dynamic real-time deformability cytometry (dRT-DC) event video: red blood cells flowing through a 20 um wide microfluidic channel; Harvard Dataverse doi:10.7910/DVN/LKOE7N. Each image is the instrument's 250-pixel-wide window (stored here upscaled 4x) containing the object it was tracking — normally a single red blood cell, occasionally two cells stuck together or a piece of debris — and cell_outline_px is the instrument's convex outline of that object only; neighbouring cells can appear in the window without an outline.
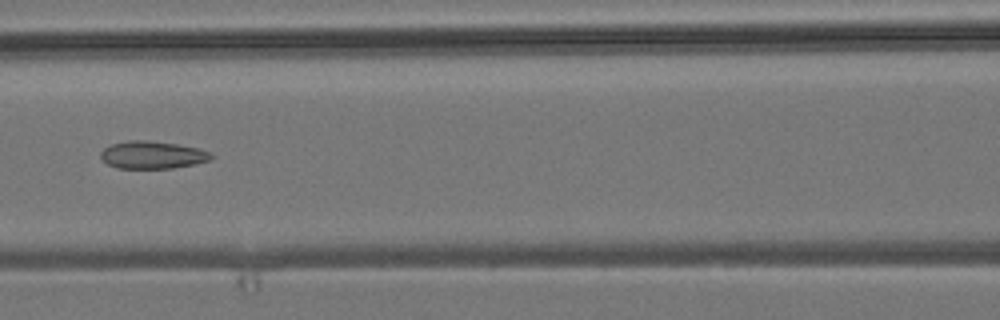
{"species": "common noctule bat (a hibernating species)", "species_latin": "Nyctalus noctula", "temperature_condition": "room temperature", "stored_images_in_passage": 5, "camera_frame_rate_fps": 3000, "um_per_image_px": 0.085, "animal": {"sex": "male", "body_mass_g": 19.2, "forearm_length_mm": 51.8}, "frame": {"image": 1, "passage_image": 5, "time_ms": 4.667, "image_size_px": [1000, 320], "cell_outline_px": [[212, 156], [208, 160], [192, 164], [172, 168], [116, 168], [108, 164], [100, 156], [100, 152], [104, 148], [112, 144], [128, 140], [144, 140], [176, 144], [200, 148], [212, 152]], "centroid_in_image_um": [12.94, 13.16], "position_along_channel_um": 153.7, "area_um2": 17.57}}